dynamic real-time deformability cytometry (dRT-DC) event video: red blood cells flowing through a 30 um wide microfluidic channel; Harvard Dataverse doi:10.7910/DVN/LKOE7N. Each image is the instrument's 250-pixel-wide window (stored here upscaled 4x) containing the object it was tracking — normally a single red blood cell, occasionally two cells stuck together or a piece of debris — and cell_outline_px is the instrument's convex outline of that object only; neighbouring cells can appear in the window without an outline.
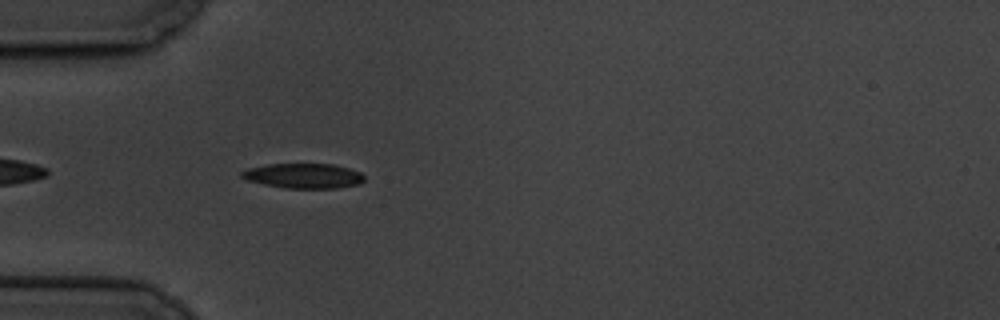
{"species": "common noctule bat (a hibernating species)", "species_latin": "Nyctalus noctula", "temperature_condition": "cold", "stored_images_in_passage": 5, "camera_frame_rate_fps": 3000, "um_per_image_px": 0.085, "animal": {"sex": "male", "body_mass_g": 19.5, "forearm_length_mm": 54.6}, "frame": {"image": 1, "passage_image": 5, "time_ms": 4.667, "image_size_px": [1000, 320], "cell_outline_px": [[364, 180], [360, 184], [336, 188], [284, 188], [264, 184], [248, 180], [240, 176], [240, 172], [248, 168], [268, 164], [336, 164], [360, 172], [364, 176]], "centroid_in_image_um": [25.81, 14.94], "position_along_channel_um": 59.2, "area_um2": 17.8}}